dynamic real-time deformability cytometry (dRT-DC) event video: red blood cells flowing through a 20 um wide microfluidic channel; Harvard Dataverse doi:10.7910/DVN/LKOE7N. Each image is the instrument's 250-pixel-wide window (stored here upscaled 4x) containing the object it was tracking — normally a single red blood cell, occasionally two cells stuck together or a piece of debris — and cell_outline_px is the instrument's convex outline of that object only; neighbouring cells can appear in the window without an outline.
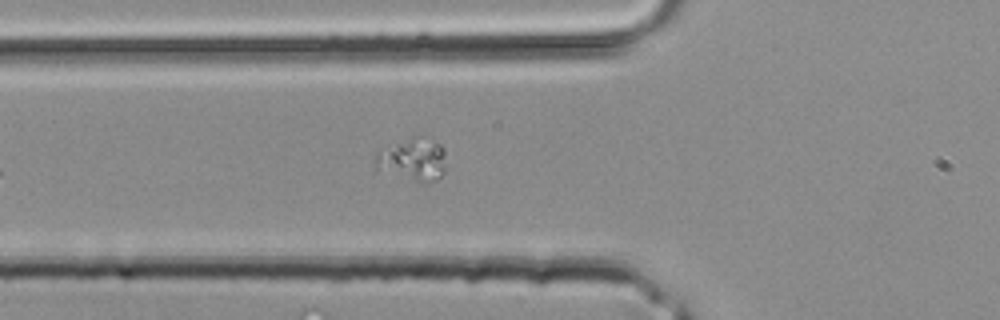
{"species": "common noctule bat (a hibernating species)", "species_latin": "Nyctalus noctula", "temperature_condition": "room temperature", "stored_images_in_passage": 4, "camera_frame_rate_fps": 3000, "um_per_image_px": 0.085, "animal": {"sex": "male", "body_mass_g": 20.4}, "frame": {"image": 1, "passage_image": 4, "time_ms": 1.0, "image_size_px": [1000, 320], "cell_outline_px": [[444, 172], [436, 180], [416, 180], [376, 168], [376, 152], [412, 136], [424, 136], [440, 144], [444, 148]], "centroid_in_image_um": [35.12, 13.49], "position_along_channel_um": 90.7, "area_um2": 16.82}}